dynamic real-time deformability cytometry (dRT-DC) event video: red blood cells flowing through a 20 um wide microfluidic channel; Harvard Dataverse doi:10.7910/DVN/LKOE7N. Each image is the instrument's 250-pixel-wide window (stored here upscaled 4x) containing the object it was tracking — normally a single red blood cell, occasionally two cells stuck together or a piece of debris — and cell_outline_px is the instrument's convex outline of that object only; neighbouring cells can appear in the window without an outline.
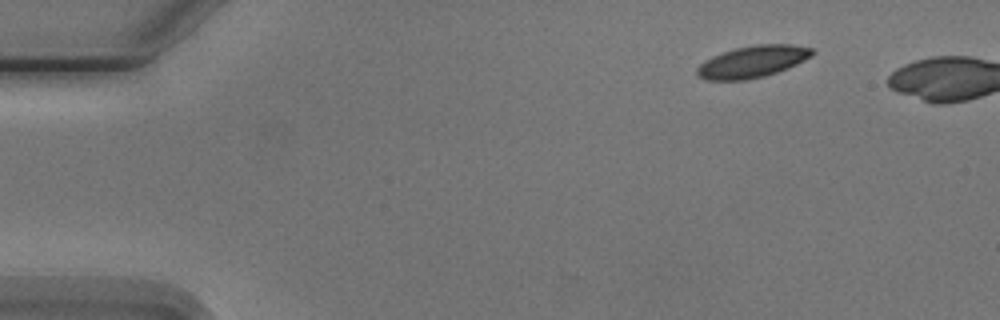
{"species": "Egyptian fruit bat (a non-hibernating species)", "species_latin": "Rousettus aegyptiacus", "temperature_condition": "cold", "stored_images_in_passage": 2, "camera_frame_rate_fps": 3000, "um_per_image_px": 0.085, "animal": {"sex": "male"}, "frame": {"image": 1, "passage_image": 2, "time_ms": 2.0, "image_size_px": [1000, 320], "cell_outline_px": [[816, 52], [812, 56], [788, 68], [764, 76], [744, 80], [708, 80], [700, 76], [696, 72], [696, 68], [704, 60], [712, 56], [736, 48], [756, 44], [792, 44], [812, 48]], "centroid_in_image_um": [63.98, 5.23], "position_along_channel_um": 21.0, "area_um2": 21.27}}